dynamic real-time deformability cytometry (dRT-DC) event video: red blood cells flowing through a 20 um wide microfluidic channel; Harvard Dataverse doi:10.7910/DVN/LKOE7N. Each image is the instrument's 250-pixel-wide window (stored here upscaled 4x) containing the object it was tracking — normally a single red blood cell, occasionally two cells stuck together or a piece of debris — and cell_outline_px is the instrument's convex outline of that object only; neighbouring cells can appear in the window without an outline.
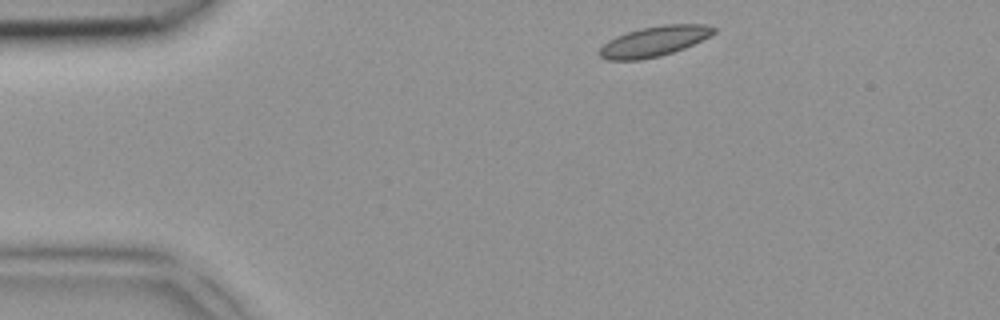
{"species": "common noctule bat (a hibernating species)", "species_latin": "Nyctalus noctula", "temperature_condition": "room temperature", "stored_images_in_passage": 4, "camera_frame_rate_fps": 3000, "um_per_image_px": 0.085, "animal": {"sex": "female", "body_mass_g": 18.4}, "frame": {"image": 1, "passage_image": 1, "time_ms": 0.0, "image_size_px": [1000, 320], "cell_outline_px": [[716, 32], [684, 48], [660, 56], [640, 60], [608, 60], [600, 56], [600, 48], [608, 40], [616, 36], [640, 28], [664, 24], [704, 24], [716, 28]], "centroid_in_image_um": [55.59, 3.51], "position_along_channel_um": 29.4, "area_um2": 19.88}}